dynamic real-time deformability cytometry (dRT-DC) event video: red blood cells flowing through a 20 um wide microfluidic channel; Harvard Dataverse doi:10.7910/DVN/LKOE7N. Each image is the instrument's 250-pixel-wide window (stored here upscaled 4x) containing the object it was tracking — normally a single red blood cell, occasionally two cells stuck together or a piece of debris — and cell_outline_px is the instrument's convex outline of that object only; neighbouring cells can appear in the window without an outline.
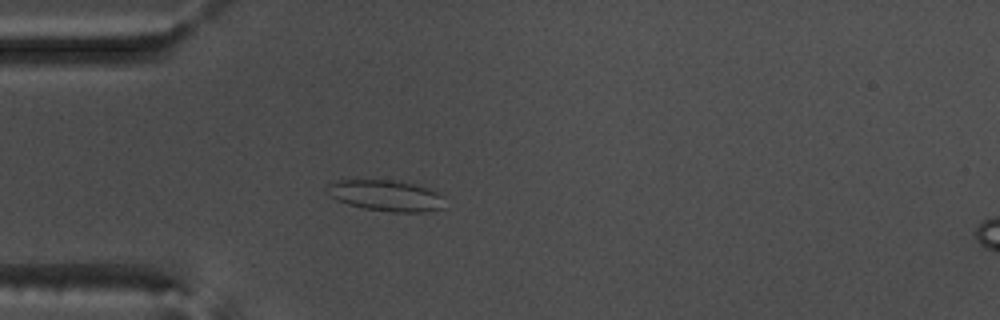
{"species": "common noctule bat (a hibernating species)", "species_latin": "Nyctalus noctula", "temperature_condition": "warm", "stored_images_in_passage": 55, "camera_frame_rate_fps": 3000, "um_per_image_px": 0.085, "animal": {"sex": "male", "body_mass_g": 17.5, "forearm_length_mm": 52.3}, "frame": {"image": 1, "passage_image": 15, "time_ms": 4.667, "image_size_px": [1000, 320], "cell_outline_px": [[448, 208], [428, 212], [392, 212], [364, 208], [348, 204], [336, 200], [332, 196], [328, 184], [340, 180], [400, 180], [428, 188], [440, 192], [444, 196]], "centroid_in_image_um": [32.97, 16.64], "position_along_channel_um": 52.0, "area_um2": 21.56}}
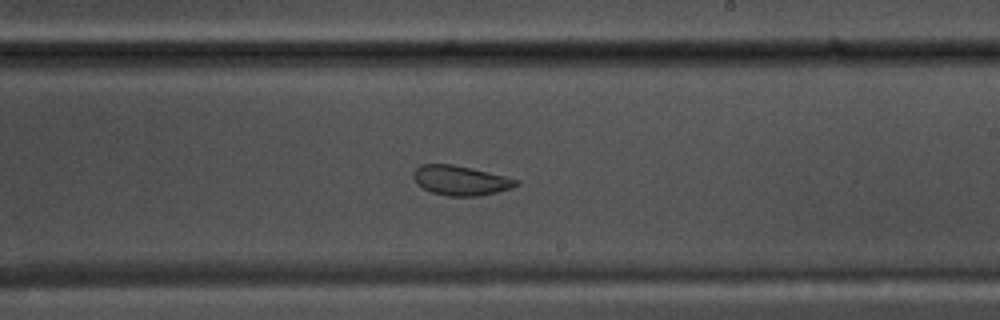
{"frame": {"image": 2, "passage_image": 32, "time_ms": 10.333, "image_size_px": [1000, 320], "cell_outline_px": [[520, 184], [512, 188], [480, 196], [448, 196], [432, 192], [416, 184], [412, 176], [412, 172], [420, 164], [452, 164], [504, 176], [520, 180]], "centroid_in_image_um": [39.13, 15.34], "position_along_channel_um": 249.9, "area_um2": 17.74}}
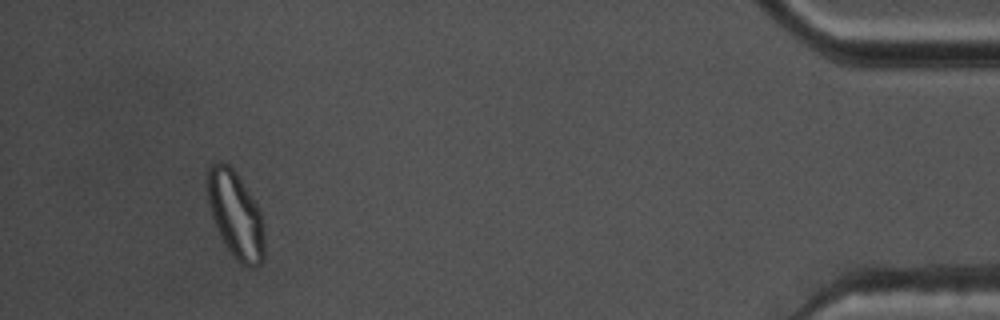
{"frame": {"image": 3, "passage_image": 51, "time_ms": 16.667, "image_size_px": [1000, 320], "cell_outline_px": [[264, 260], [256, 268], [248, 268], [240, 264], [236, 260], [228, 248], [216, 228], [208, 204], [208, 168], [216, 160], [220, 160], [228, 164], [232, 168], [256, 204], [260, 212], [264, 236]], "centroid_in_image_um": [20.03, 18.3], "position_along_channel_um": 415.2, "area_um2": 28.5}, "authors_computed_cell_mechanics": {"area_um2": 22.9466, "velocity_mm_per_s": 3.6615, "shape_relaxation_time_tau1_ms": null, "shape_relaxation_time_tau2_ms": 1.0118, "deformation_change_tau1": null, "deformation_change_tau2": 0.059}}